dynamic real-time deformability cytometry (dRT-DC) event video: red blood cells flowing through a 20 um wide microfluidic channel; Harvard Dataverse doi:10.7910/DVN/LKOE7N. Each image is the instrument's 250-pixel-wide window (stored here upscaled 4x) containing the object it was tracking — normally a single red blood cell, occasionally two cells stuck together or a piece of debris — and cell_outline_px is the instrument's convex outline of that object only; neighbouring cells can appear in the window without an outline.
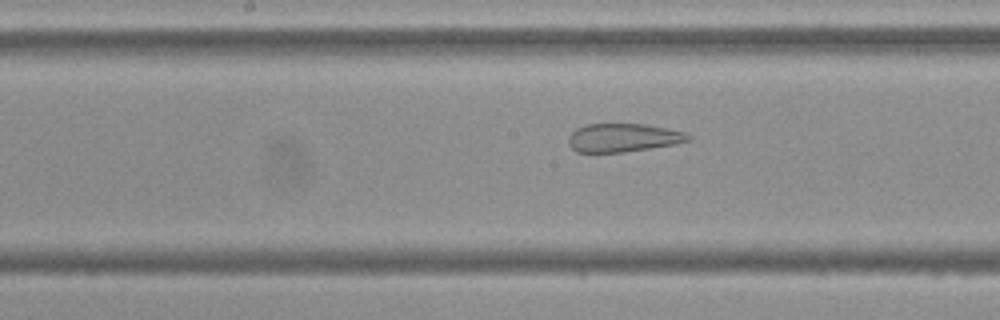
{"species": "Egyptian fruit bat (a non-hibernating species)", "species_latin": "Rousettus aegyptiacus", "temperature_condition": "cold", "stored_images_in_passage": 54, "camera_frame_rate_fps": 3000, "um_per_image_px": 0.085, "frame": {"image": 1, "passage_image": 27, "time_ms": 8.667, "image_size_px": [1000, 320], "cell_outline_px": [[692, 140], [676, 144], [624, 152], [576, 152], [568, 144], [568, 136], [576, 128], [584, 124], [644, 124], [668, 128], [684, 132], [692, 136]], "centroid_in_image_um": [52.97, 11.7], "position_along_channel_um": 195.2, "area_um2": 20.0}}
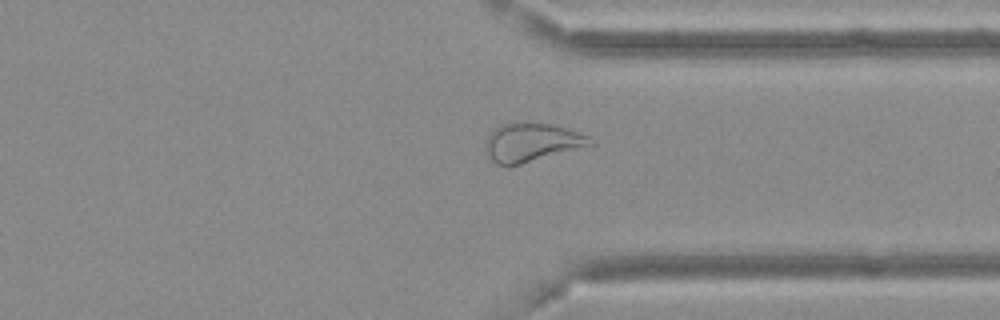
{"frame": {"image": 2, "passage_image": 41, "time_ms": 13.333, "image_size_px": [1000, 320], "cell_outline_px": [[596, 144], [520, 164], [496, 164], [484, 152], [484, 148], [488, 136], [496, 128], [504, 124], [548, 124], [568, 128], [588, 136], [596, 140]], "centroid_in_image_um": [45.23, 12.12], "position_along_channel_um": 366.2, "area_um2": 23.0}}
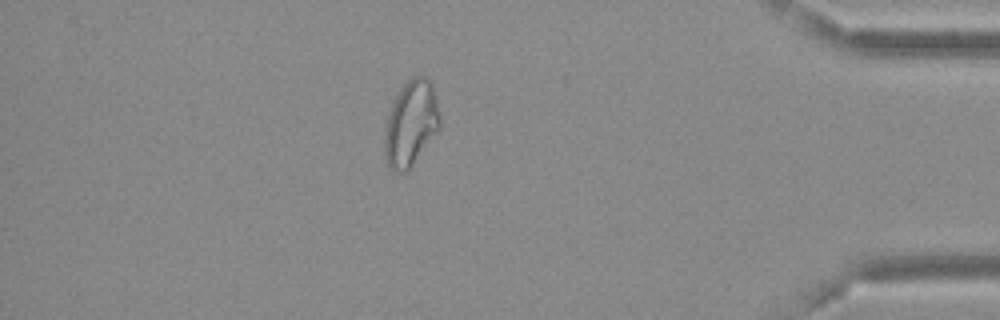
{"frame": {"image": 3, "passage_image": 47, "time_ms": 15.333, "image_size_px": [1000, 320], "cell_outline_px": [[440, 128], [408, 172], [392, 172], [388, 164], [384, 152], [384, 132], [388, 116], [392, 104], [400, 88], [412, 76], [428, 76], [432, 84], [440, 116]], "centroid_in_image_um": [34.93, 10.51], "position_along_channel_um": 400.3, "area_um2": 27.69}, "authors_computed_cell_mechanics": {"area_um2": 27.5706, "velocity_mm_per_s": 3.6686, "shape_relaxation_time_tau1_ms": null, "shape_relaxation_time_tau2_ms": 1.564, "deformation_change_tau1": null, "deformation_change_tau2": 0.103}}